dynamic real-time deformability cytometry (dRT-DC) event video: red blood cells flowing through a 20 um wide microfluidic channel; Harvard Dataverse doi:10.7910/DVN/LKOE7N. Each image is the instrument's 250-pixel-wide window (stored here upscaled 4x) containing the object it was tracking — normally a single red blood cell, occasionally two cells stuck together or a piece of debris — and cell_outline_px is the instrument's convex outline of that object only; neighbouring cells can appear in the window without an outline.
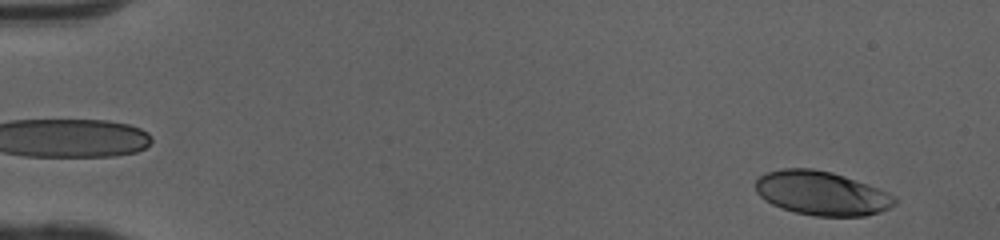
{"species": "human", "species_latin": "Homo sapiens", "temperature_condition": "cold", "stored_images_in_passage": 48, "camera_frame_rate_fps": 3000, "um_per_image_px": 0.085, "donor": {"sex": "female"}, "frame": {"image": 1, "passage_image": 1, "time_ms": 0.0, "image_size_px": [1000, 240], "cell_outline_px": [[896, 204], [880, 212], [864, 216], [816, 216], [796, 212], [772, 204], [764, 200], [756, 192], [756, 180], [764, 172], [780, 168], [812, 168], [832, 172], [844, 176], [888, 192], [896, 196]], "centroid_in_image_um": [69.82, 16.41], "position_along_channel_um": 15.2, "area_um2": 35.66}}
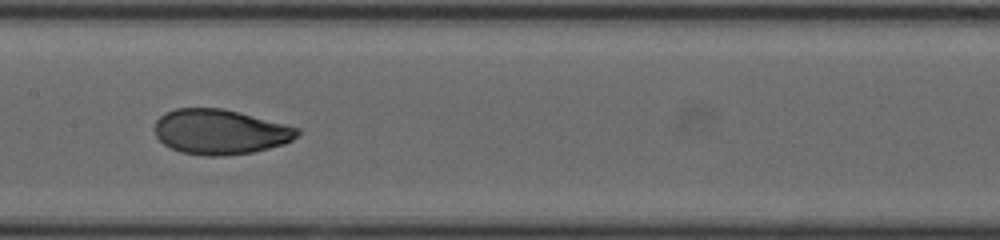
{"frame": {"image": 2, "passage_image": 24, "time_ms": 7.667, "image_size_px": [1000, 240], "cell_outline_px": [[300, 132], [292, 140], [284, 144], [252, 152], [224, 156], [204, 156], [180, 152], [164, 144], [156, 136], [156, 120], [164, 112], [176, 108], [224, 108], [300, 128]], "centroid_in_image_um": [18.71, 11.2], "position_along_channel_um": 188.7, "area_um2": 37.4}}
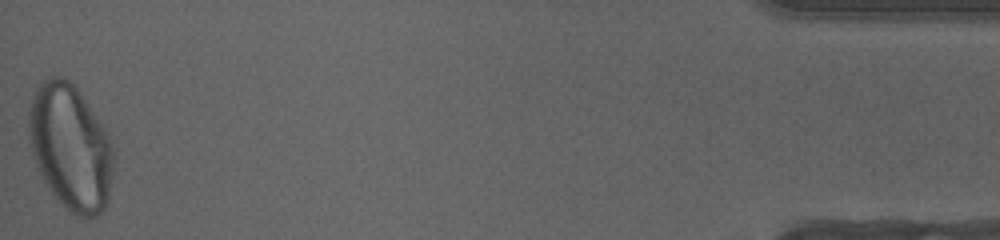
{"frame": {"image": 3, "passage_image": 48, "time_ms": 15.667, "image_size_px": [1000, 240], "cell_outline_px": [[116, 156], [108, 200], [104, 208], [96, 216], [76, 216], [52, 192], [44, 180], [36, 164], [32, 148], [28, 128], [28, 112], [36, 88], [44, 80], [52, 76], [60, 76], [68, 80], [80, 92], [104, 128], [108, 136]], "centroid_in_image_um": [6.02, 12.5], "position_along_channel_um": 429.2, "area_um2": 61.38}, "authors_computed_cell_mechanics": {"area_um2": 37.4833, "velocity_mm_per_s": 4.0707, "shape_relaxation_time_tau1_ms": 3.7211, "shape_relaxation_time_tau2_ms": 0.7617, "deformation_change_tau1": 0.2009, "deformation_change_tau2": 0.0499}}